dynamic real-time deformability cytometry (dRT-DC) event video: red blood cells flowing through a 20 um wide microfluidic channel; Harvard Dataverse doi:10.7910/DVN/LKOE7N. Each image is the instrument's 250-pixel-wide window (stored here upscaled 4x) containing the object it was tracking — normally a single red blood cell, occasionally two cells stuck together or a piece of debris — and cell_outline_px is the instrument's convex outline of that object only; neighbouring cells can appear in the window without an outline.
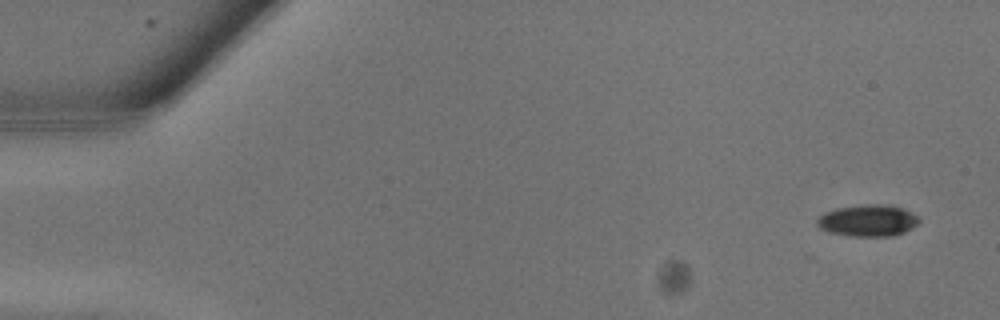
{"species": "common noctule bat (a hibernating species)", "species_latin": "Nyctalus noctula", "temperature_condition": "warm", "stored_images_in_passage": 15, "camera_frame_rate_fps": 3000, "um_per_image_px": 0.085, "animal": {"sex": "male", "body_mass_g": 13.3}, "frame": {"image": 1, "passage_image": 2, "time_ms": 0.333, "image_size_px": [1000, 320], "cell_outline_px": [[920, 220], [912, 228], [904, 232], [892, 236], [852, 236], [832, 232], [820, 228], [816, 224], [816, 220], [824, 212], [836, 208], [860, 204], [892, 204], [904, 208], [912, 212]], "centroid_in_image_um": [73.78, 18.72], "position_along_channel_um": 11.2, "area_um2": 18.96}}
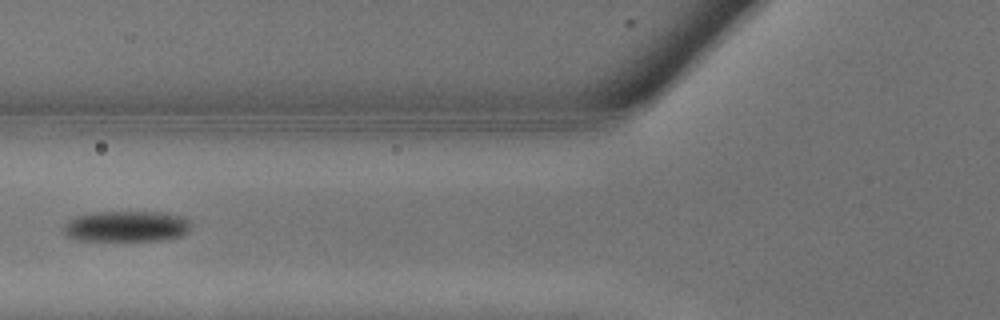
{"frame": {"image": 2, "passage_image": 11, "time_ms": 3.333, "image_size_px": [1000, 320], "cell_outline_px": [[188, 232], [180, 236], [164, 240], [72, 240], [64, 232], [64, 224], [68, 220], [76, 216], [92, 212], [168, 212], [184, 216], [188, 220]], "centroid_in_image_um": [10.73, 19.23], "position_along_channel_um": 115.1, "area_um2": 23.0}}
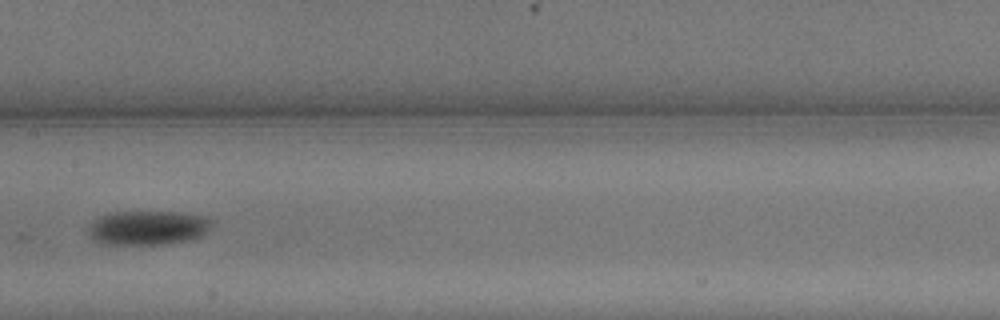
{"frame": {"image": 3, "passage_image": 14, "time_ms": 4.333, "image_size_px": [1000, 320], "cell_outline_px": [[216, 220], [212, 228], [200, 236], [188, 240], [160, 244], [108, 244], [92, 240], [88, 236], [88, 224], [92, 220], [108, 212], [180, 212], [208, 216]], "centroid_in_image_um": [12.59, 19.34], "position_along_channel_um": 194.8, "area_um2": 25.14}}